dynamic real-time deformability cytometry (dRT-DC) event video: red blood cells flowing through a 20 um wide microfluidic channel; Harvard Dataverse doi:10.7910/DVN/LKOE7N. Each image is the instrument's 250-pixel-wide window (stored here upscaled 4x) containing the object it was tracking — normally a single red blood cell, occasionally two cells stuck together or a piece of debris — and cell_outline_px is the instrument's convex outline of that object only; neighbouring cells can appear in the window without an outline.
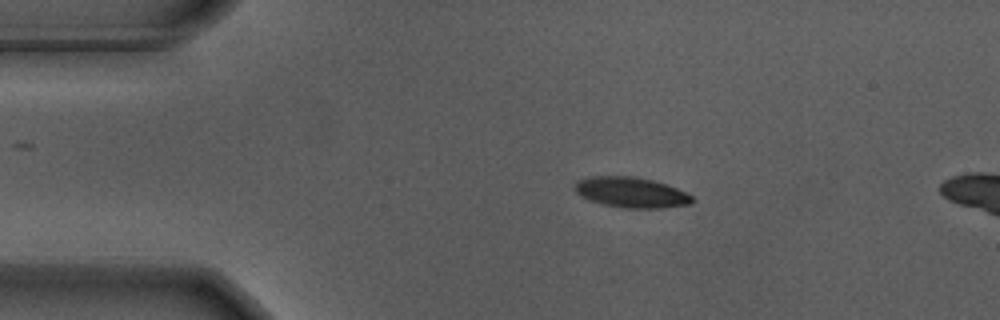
{"species": "Egyptian fruit bat (a non-hibernating species)", "species_latin": "Rousettus aegyptiacus", "temperature_condition": "warm", "stored_images_in_passage": 6, "camera_frame_rate_fps": 3000, "um_per_image_px": 0.085, "animal": {"sex": "male"}, "frame": {"image": 1, "passage_image": 1, "time_ms": 0.0, "image_size_px": [1000, 320], "cell_outline_px": [[692, 200], [688, 204], [660, 208], [624, 208], [604, 204], [588, 200], [576, 192], [572, 188], [576, 180], [588, 176], [632, 176], [652, 180], [676, 188], [692, 196]], "centroid_in_image_um": [53.55, 16.34], "position_along_channel_um": 31.4, "area_um2": 20.69}}